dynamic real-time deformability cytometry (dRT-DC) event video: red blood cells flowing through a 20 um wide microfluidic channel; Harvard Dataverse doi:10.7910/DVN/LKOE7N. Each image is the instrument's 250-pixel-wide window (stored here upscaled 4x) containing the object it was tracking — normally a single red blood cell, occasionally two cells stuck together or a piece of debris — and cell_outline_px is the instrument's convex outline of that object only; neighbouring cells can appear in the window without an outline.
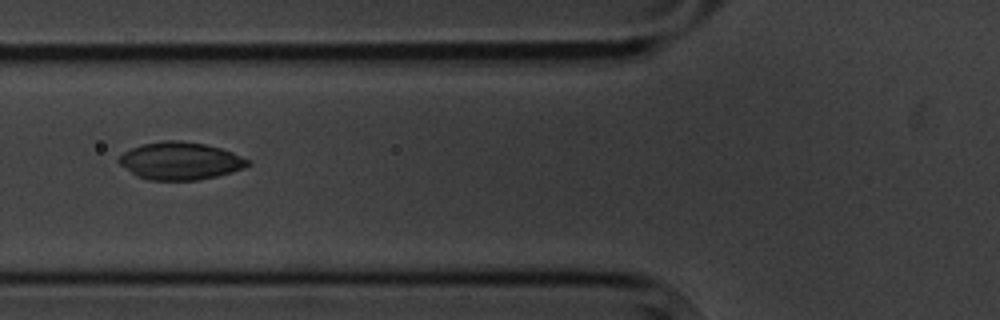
{"species": "common noctule bat (a hibernating species)", "species_latin": "Nyctalus noctula", "temperature_condition": "cold", "stored_images_in_passage": 7, "camera_frame_rate_fps": 3000, "um_per_image_px": 0.085, "animal": {"sex": "male", "body_mass_g": 20.1, "forearm_length_mm": 53.5}, "frame": {"image": 1, "passage_image": 6, "time_ms": 6.667, "image_size_px": [1000, 320], "cell_outline_px": [[252, 164], [244, 168], [232, 172], [200, 180], [148, 180], [136, 176], [120, 164], [116, 160], [124, 152], [132, 148], [144, 144], [164, 140], [180, 140], [204, 144], [220, 148], [232, 152], [248, 160]], "centroid_in_image_um": [15.32, 13.68], "position_along_channel_um": 110.5, "area_um2": 28.15}}
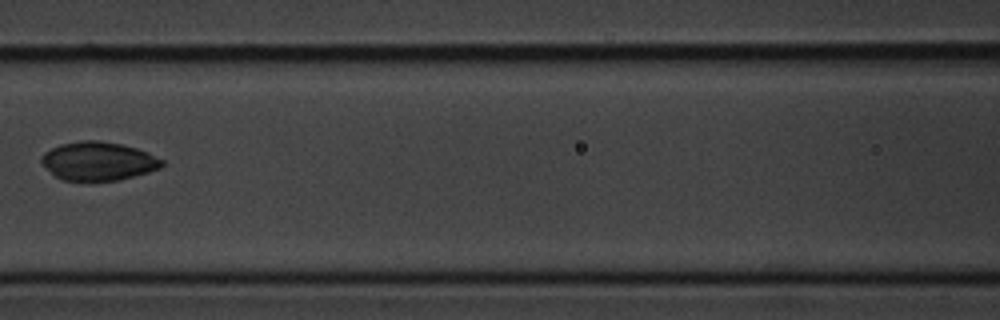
{"frame": {"image": 2, "passage_image": 7, "time_ms": 8.0, "image_size_px": [1000, 320], "cell_outline_px": [[164, 164], [160, 168], [148, 172], [120, 180], [60, 180], [40, 160], [40, 156], [44, 152], [60, 144], [80, 140], [100, 140], [124, 144], [148, 152], [164, 160]], "centroid_in_image_um": [8.38, 13.67], "position_along_channel_um": 158.2, "area_um2": 27.11}}